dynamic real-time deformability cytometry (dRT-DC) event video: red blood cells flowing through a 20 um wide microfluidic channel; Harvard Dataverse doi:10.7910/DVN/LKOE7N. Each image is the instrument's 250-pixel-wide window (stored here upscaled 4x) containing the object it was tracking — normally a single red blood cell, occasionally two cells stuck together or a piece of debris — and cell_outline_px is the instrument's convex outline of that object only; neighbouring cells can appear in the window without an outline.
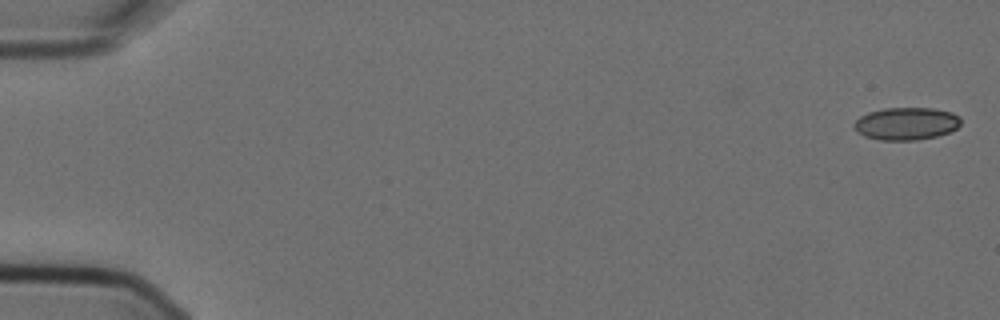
{"species": "Egyptian fruit bat (a non-hibernating species)", "species_latin": "Rousettus aegyptiacus", "temperature_condition": "cold", "stored_images_in_passage": 8, "camera_frame_rate_fps": 3000, "um_per_image_px": 0.085, "animal": {"sex": "female"}, "frame": {"image": 1, "passage_image": 1, "time_ms": 0.0, "image_size_px": [1000, 320], "cell_outline_px": [[960, 124], [956, 128], [948, 132], [936, 136], [916, 140], [880, 140], [864, 136], [856, 132], [852, 124], [860, 116], [868, 112], [884, 108], [932, 108], [952, 112], [960, 116]], "centroid_in_image_um": [77.0, 10.5], "position_along_channel_um": 8.0, "area_um2": 20.35}}
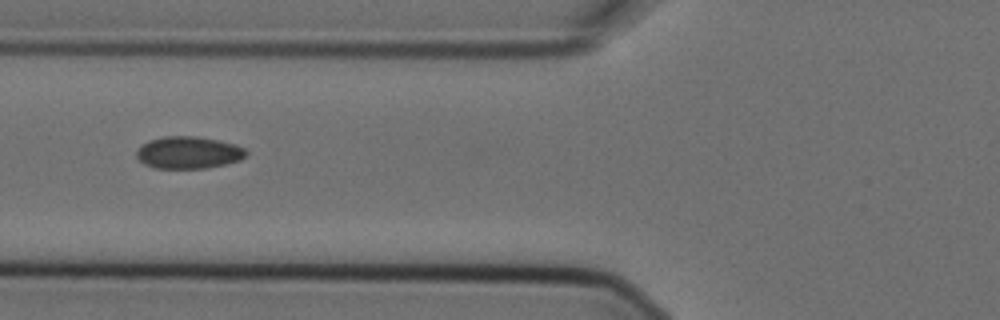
{"frame": {"image": 2, "passage_image": 7, "time_ms": 2.0, "image_size_px": [1000, 320], "cell_outline_px": [[248, 152], [240, 160], [224, 164], [204, 168], [156, 168], [144, 164], [136, 156], [136, 152], [148, 140], [164, 136], [196, 136], [236, 144], [244, 148]], "centroid_in_image_um": [16.02, 12.96], "position_along_channel_um": 109.8, "area_um2": 20.35}}
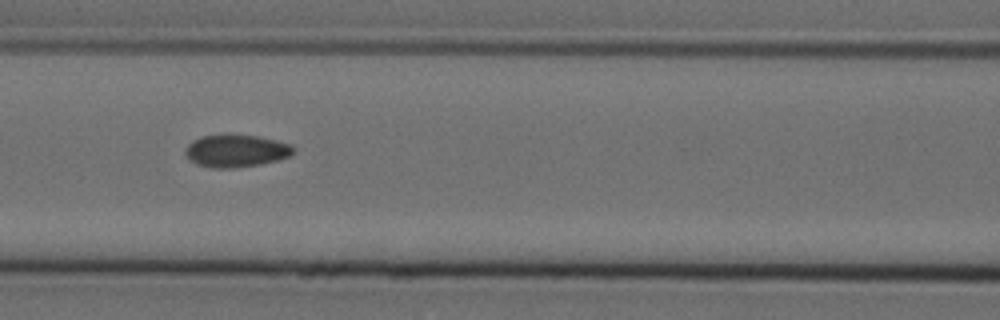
{"frame": {"image": 3, "passage_image": 8, "time_ms": 2.333, "image_size_px": [1000, 320], "cell_outline_px": [[296, 152], [288, 156], [276, 160], [260, 164], [236, 168], [212, 168], [196, 164], [184, 152], [184, 148], [192, 140], [204, 136], [228, 132], [260, 136], [292, 144], [296, 148]], "centroid_in_image_um": [20.08, 12.78], "position_along_channel_um": 146.5, "area_um2": 21.04}}